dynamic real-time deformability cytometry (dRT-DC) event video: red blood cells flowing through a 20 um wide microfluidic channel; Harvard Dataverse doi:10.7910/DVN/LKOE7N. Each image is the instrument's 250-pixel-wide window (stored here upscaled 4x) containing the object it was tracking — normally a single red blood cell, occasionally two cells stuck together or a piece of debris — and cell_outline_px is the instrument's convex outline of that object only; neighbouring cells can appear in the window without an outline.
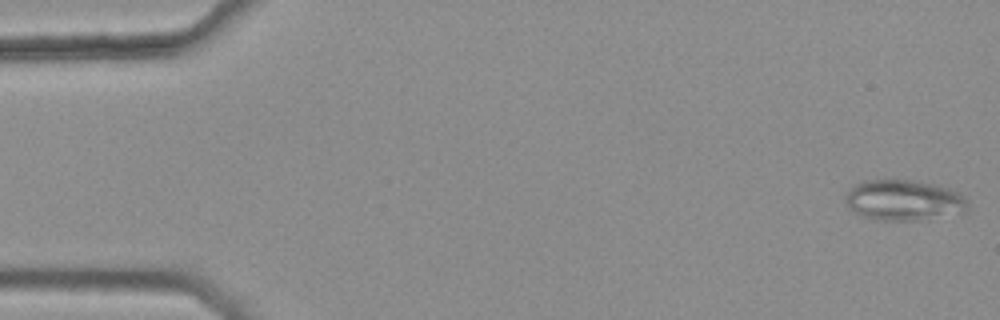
{"species": "common noctule bat (a hibernating species)", "species_latin": "Nyctalus noctula", "temperature_condition": "warm", "stored_images_in_passage": 6, "camera_frame_rate_fps": 3000, "um_per_image_px": 0.085, "animal": {"sex": "female", "body_mass_g": 25.1}, "frame": {"image": 1, "passage_image": 1, "time_ms": 0.0, "image_size_px": [1000, 320], "cell_outline_px": [[968, 208], [964, 212], [916, 220], [880, 220], [864, 216], [856, 212], [844, 200], [848, 192], [856, 184], [864, 180], [912, 180], [936, 184], [960, 192], [968, 200]], "centroid_in_image_um": [76.87, 17.0], "position_along_channel_um": 8.1, "area_um2": 28.67}}